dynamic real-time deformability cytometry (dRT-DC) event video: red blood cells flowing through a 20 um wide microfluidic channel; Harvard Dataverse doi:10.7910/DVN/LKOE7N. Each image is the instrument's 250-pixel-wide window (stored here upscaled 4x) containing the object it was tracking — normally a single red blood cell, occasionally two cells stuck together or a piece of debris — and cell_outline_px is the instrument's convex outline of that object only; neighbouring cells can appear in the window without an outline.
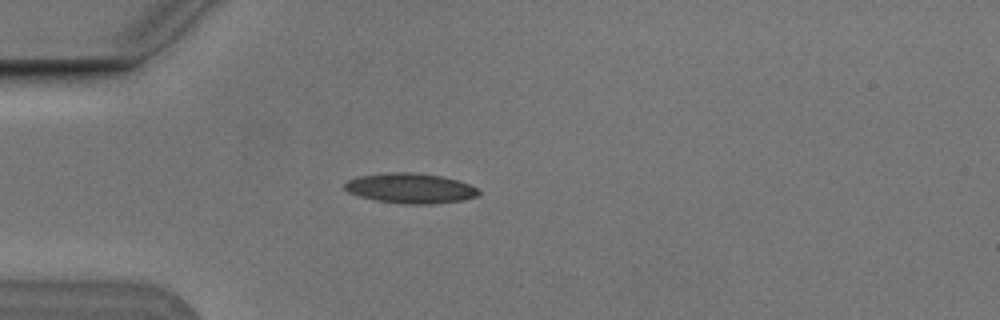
{"species": "Egyptian fruit bat (a non-hibernating species)", "species_latin": "Rousettus aegyptiacus", "temperature_condition": "cold", "stored_images_in_passage": 2, "camera_frame_rate_fps": 3000, "um_per_image_px": 0.085, "animal": {"sex": "male"}, "frame": {"image": 1, "passage_image": 2, "time_ms": 0.333, "image_size_px": [1000, 320], "cell_outline_px": [[480, 192], [476, 196], [464, 200], [436, 204], [400, 204], [376, 200], [360, 196], [348, 192], [344, 188], [344, 184], [348, 180], [360, 176], [388, 172], [412, 172], [440, 176], [456, 180], [468, 184], [476, 188]], "centroid_in_image_um": [34.87, 16.01], "position_along_channel_um": 50.1, "area_um2": 23.41}}